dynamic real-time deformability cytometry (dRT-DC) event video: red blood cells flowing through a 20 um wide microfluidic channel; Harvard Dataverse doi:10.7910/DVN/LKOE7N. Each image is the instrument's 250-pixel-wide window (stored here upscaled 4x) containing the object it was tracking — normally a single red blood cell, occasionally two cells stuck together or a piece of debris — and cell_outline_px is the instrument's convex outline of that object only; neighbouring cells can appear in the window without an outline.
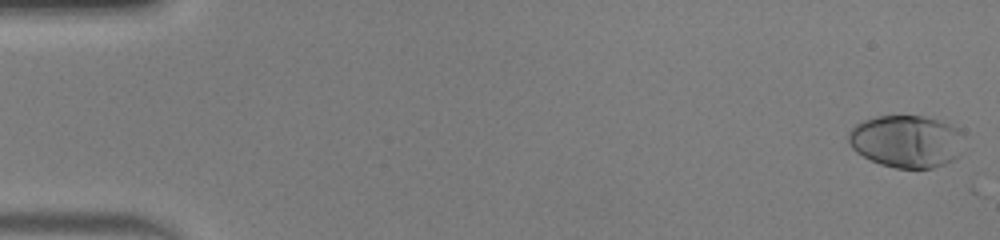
{"species": "human", "species_latin": "Homo sapiens", "temperature_condition": "warm", "stored_images_in_passage": 52, "camera_frame_rate_fps": 3000, "um_per_image_px": 0.085, "donor": {"sex": "male"}, "frame": {"image": 1, "passage_image": 2, "time_ms": 0.333, "image_size_px": [1000, 240], "cell_outline_px": [[960, 156], [944, 164], [932, 168], [896, 168], [880, 164], [856, 152], [852, 148], [848, 140], [848, 132], [856, 124], [864, 120], [876, 116], [924, 116], [940, 120], [956, 128], [960, 132]], "centroid_in_image_um": [77.01, 12.01], "position_along_channel_um": 8.0, "area_um2": 35.03}}
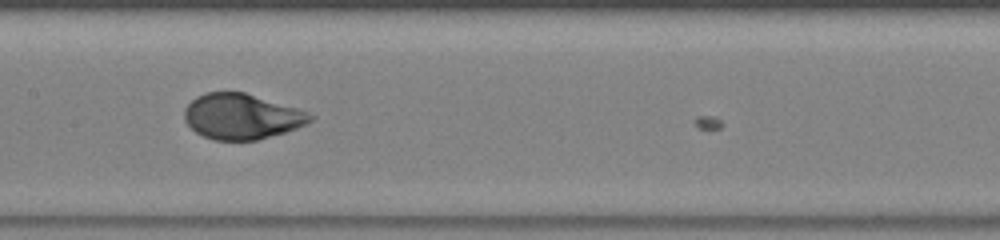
{"frame": {"image": 2, "passage_image": 27, "time_ms": 8.667, "image_size_px": [1000, 240], "cell_outline_px": [[316, 116], [308, 124], [284, 132], [256, 140], [216, 140], [204, 136], [196, 132], [184, 120], [184, 108], [196, 96], [204, 92], [244, 92], [296, 108], [308, 112]], "centroid_in_image_um": [20.53, 9.89], "position_along_channel_um": 186.9, "area_um2": 33.18}}
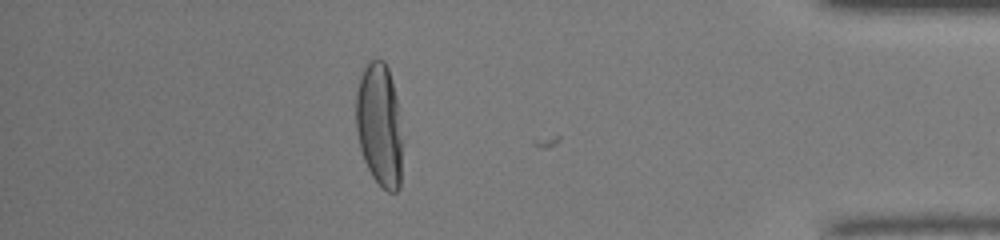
{"frame": {"image": 3, "passage_image": 46, "time_ms": 15.0, "image_size_px": [1000, 240], "cell_outline_px": [[400, 188], [396, 192], [388, 192], [372, 176], [364, 160], [360, 148], [356, 132], [356, 92], [360, 76], [364, 64], [372, 60], [384, 60], [388, 68], [392, 80], [396, 100], [400, 140]], "centroid_in_image_um": [32.2, 10.59], "position_along_channel_um": 403.0, "area_um2": 32.77}, "authors_computed_cell_mechanics": {"area_um2": 34.1598, "velocity_mm_per_s": 4.0711, "shape_relaxation_time_tau1_ms": 4.006, "shape_relaxation_time_tau2_ms": null, "deformation_change_tau1": 0.2232, "deformation_change_tau2": null}}